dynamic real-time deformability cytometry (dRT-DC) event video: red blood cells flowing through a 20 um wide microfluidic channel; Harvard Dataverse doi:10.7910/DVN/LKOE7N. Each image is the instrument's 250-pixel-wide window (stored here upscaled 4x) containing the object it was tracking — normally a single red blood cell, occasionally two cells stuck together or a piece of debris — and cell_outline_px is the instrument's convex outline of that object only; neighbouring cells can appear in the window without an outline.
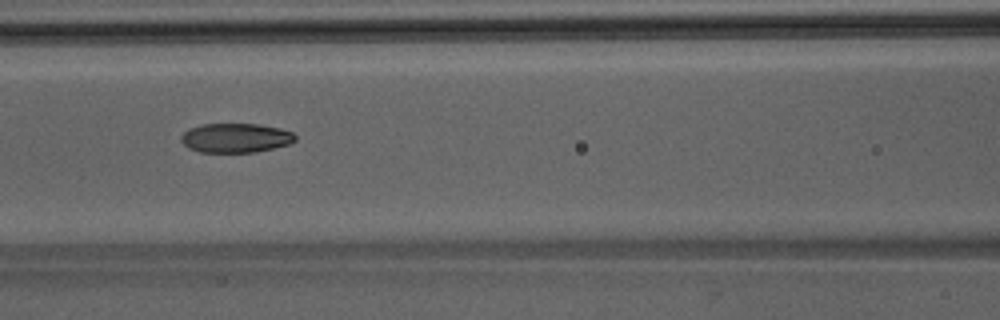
{"species": "Egyptian fruit bat (a non-hibernating species)", "species_latin": "Rousettus aegyptiacus", "temperature_condition": "room temperature", "stored_images_in_passage": 36, "segment_of_instrument_passage": [1, 2], "camera_frame_rate_fps": 3000, "um_per_image_px": 0.085, "animal": {"sex": "male"}, "frame": {"image": 1, "passage_image": 8, "time_ms": 2.333, "image_size_px": [1000, 320], "cell_outline_px": [[296, 140], [288, 144], [256, 152], [200, 152], [188, 148], [180, 140], [180, 136], [188, 128], [200, 124], [260, 124], [280, 128], [292, 132], [296, 136]], "centroid_in_image_um": [20.0, 11.71], "position_along_channel_um": 146.6, "area_um2": 19.59}}
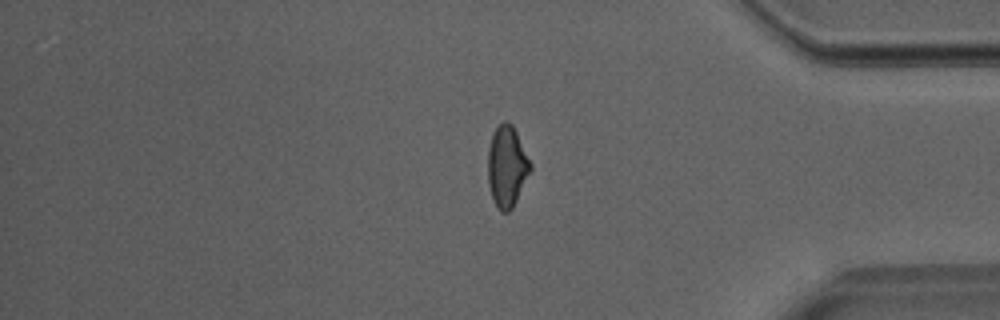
{"frame": {"image": 2, "passage_image": 27, "time_ms": 8.667, "image_size_px": [1000, 320], "cell_outline_px": [[532, 168], [512, 208], [508, 212], [500, 212], [492, 196], [488, 184], [488, 148], [492, 136], [496, 128], [504, 120], [508, 120], [512, 124], [532, 164]], "centroid_in_image_um": [43.09, 14.13], "position_along_channel_um": 392.1, "area_um2": 19.88}}
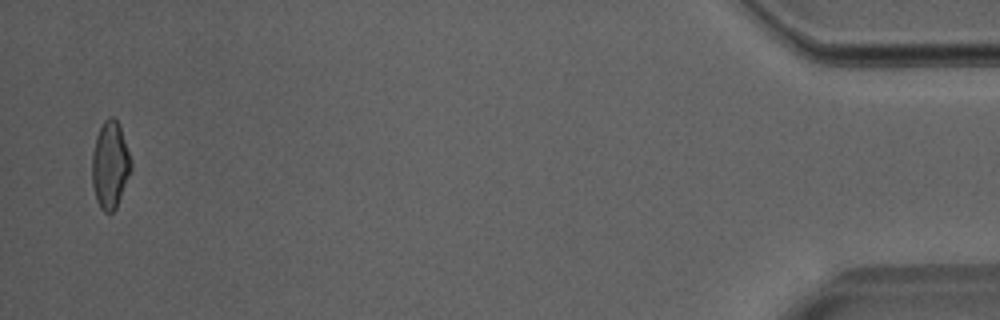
{"frame": {"image": 3, "passage_image": 34, "time_ms": 11.0, "image_size_px": [1000, 320], "cell_outline_px": [[132, 168], [116, 208], [112, 212], [104, 212], [100, 208], [96, 200], [92, 184], [92, 152], [96, 136], [104, 120], [108, 116], [112, 116], [120, 124], [132, 160]], "centroid_in_image_um": [9.36, 14.0], "position_along_channel_um": 425.8, "area_um2": 20.0}}